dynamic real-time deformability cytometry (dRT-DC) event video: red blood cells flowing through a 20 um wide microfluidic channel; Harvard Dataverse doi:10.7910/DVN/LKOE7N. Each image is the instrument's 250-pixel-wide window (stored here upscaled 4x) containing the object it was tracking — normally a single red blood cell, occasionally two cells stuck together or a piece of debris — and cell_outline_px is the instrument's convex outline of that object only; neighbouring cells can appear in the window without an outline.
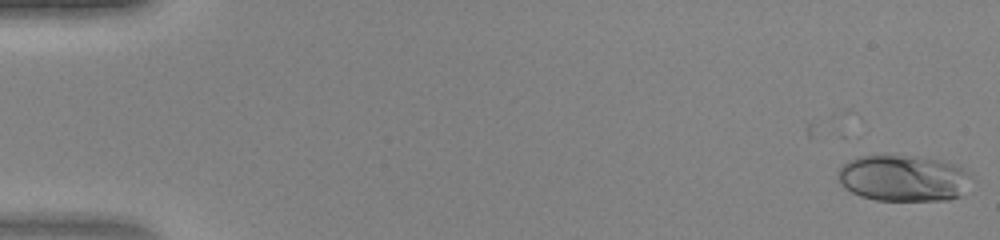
{"species": "human", "species_latin": "Homo sapiens", "temperature_condition": "warm", "stored_images_in_passage": 46, "camera_frame_rate_fps": 3000, "um_per_image_px": 0.085, "donor": {"sex": "female"}, "frame": {"image": 1, "passage_image": 1, "time_ms": 0.0, "image_size_px": [1000, 240], "cell_outline_px": [[972, 176], [960, 196], [948, 200], [876, 200], [860, 196], [844, 188], [840, 184], [840, 168], [848, 160], [860, 156], [916, 156], [940, 160], [960, 164], [972, 172]], "centroid_in_image_um": [76.85, 15.14], "position_along_channel_um": 8.2, "area_um2": 36.13}}
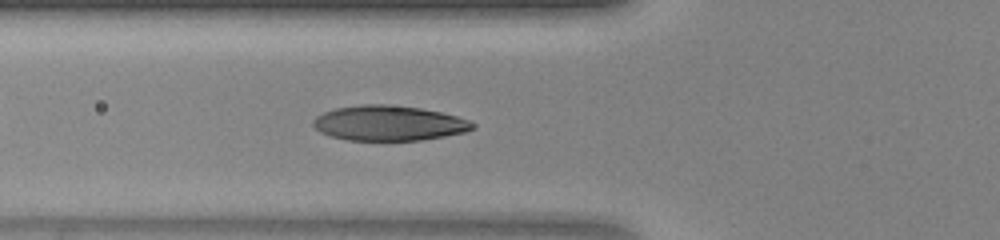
{"frame": {"image": 2, "passage_image": 18, "time_ms": 5.667, "image_size_px": [1000, 240], "cell_outline_px": [[476, 128], [464, 132], [444, 136], [420, 140], [348, 140], [332, 136], [320, 132], [312, 124], [312, 120], [316, 116], [324, 112], [336, 108], [360, 104], [388, 104], [420, 108], [440, 112], [456, 116], [468, 120], [476, 124]], "centroid_in_image_um": [33.04, 10.46], "position_along_channel_um": 92.8, "area_um2": 32.54}}
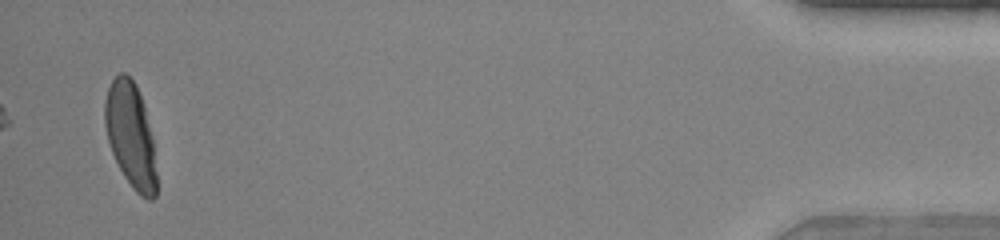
{"frame": {"image": 3, "passage_image": 46, "time_ms": 15.0, "image_size_px": [1000, 240], "cell_outline_px": [[156, 196], [152, 200], [148, 200], [140, 196], [132, 188], [124, 176], [112, 152], [108, 140], [104, 124], [104, 100], [108, 88], [112, 80], [120, 72], [124, 72], [136, 84], [144, 108], [152, 136], [156, 172]], "centroid_in_image_um": [11.09, 11.51], "position_along_channel_um": 424.1, "area_um2": 31.39}}